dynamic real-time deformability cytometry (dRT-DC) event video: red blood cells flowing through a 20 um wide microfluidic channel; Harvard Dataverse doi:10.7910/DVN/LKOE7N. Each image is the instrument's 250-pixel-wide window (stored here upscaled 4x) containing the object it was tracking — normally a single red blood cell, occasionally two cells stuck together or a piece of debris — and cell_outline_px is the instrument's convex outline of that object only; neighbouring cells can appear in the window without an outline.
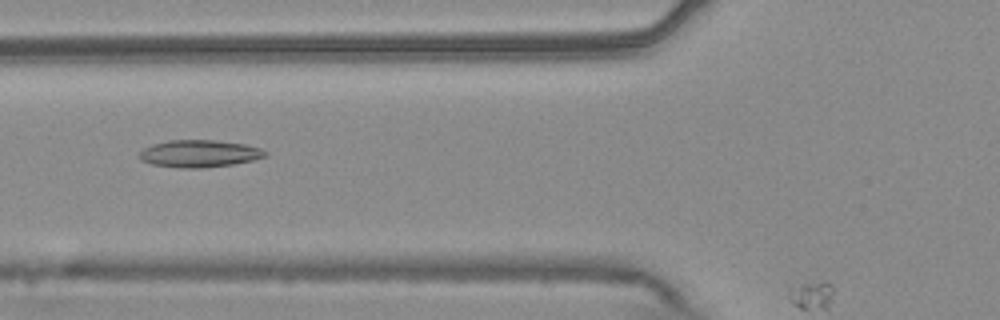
{"species": "common noctule bat (a hibernating species)", "species_latin": "Nyctalus noctula", "temperature_condition": "warm", "stored_images_in_passage": 52, "camera_frame_rate_fps": 3000, "um_per_image_px": 0.085, "animal": {"sex": "male", "body_mass_g": 20.4}, "frame": {"image": 1, "passage_image": 21, "time_ms": 6.667, "image_size_px": [1000, 320], "cell_outline_px": [[268, 156], [252, 160], [232, 164], [200, 168], [180, 168], [152, 164], [140, 160], [140, 152], [144, 148], [152, 144], [168, 140], [216, 140], [244, 144], [260, 148], [268, 152]], "centroid_in_image_um": [16.95, 13.05], "position_along_channel_um": 108.9, "area_um2": 19.94}}
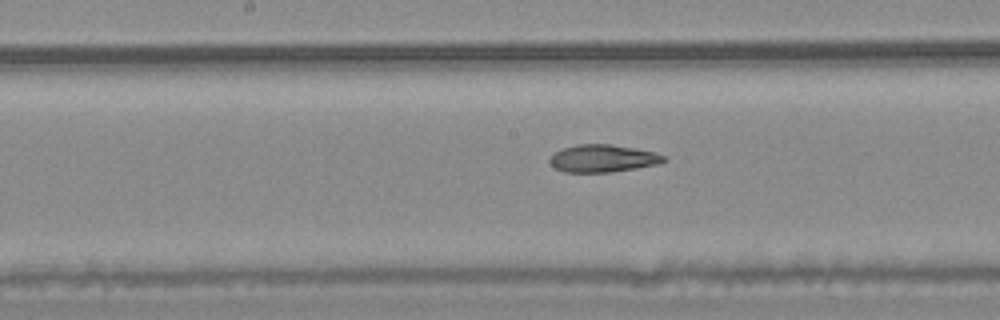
{"frame": {"image": 2, "passage_image": 28, "time_ms": 9.0, "image_size_px": [1000, 320], "cell_outline_px": [[668, 160], [660, 164], [612, 172], [564, 172], [556, 168], [548, 160], [556, 152], [564, 148], [576, 144], [608, 144], [636, 148], [656, 152], [664, 156]], "centroid_in_image_um": [51.29, 13.46], "position_along_channel_um": 196.9, "area_um2": 18.26}}
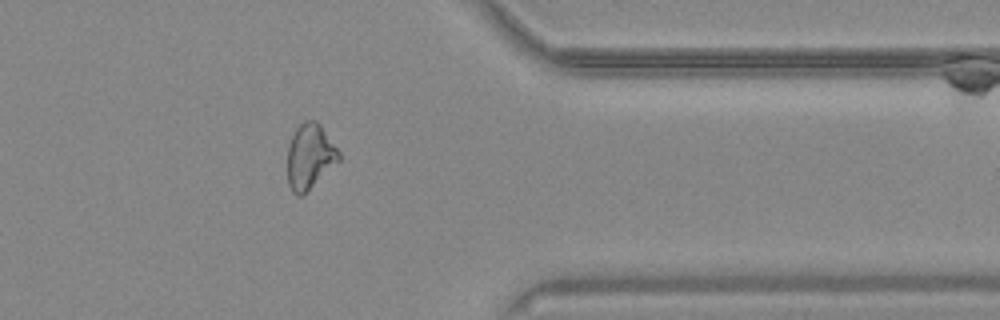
{"frame": {"image": 3, "passage_image": 44, "time_ms": 14.333, "image_size_px": [1000, 320], "cell_outline_px": [[340, 160], [300, 196], [296, 196], [292, 192], [288, 184], [288, 148], [292, 136], [296, 128], [304, 120], [316, 120], [320, 124], [340, 152]], "centroid_in_image_um": [26.33, 13.27], "position_along_channel_um": 385.1, "area_um2": 19.19}}